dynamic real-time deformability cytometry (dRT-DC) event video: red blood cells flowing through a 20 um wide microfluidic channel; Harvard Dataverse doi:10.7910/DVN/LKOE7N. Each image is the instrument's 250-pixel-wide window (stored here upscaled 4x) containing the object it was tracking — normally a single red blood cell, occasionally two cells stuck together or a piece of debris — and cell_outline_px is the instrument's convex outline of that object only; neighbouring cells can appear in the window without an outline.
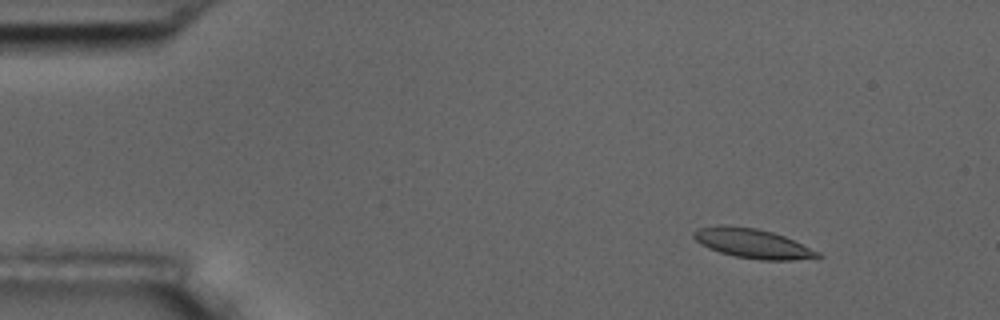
{"species": "common noctule bat (a hibernating species)", "species_latin": "Nyctalus noctula", "temperature_condition": "room temperature", "stored_images_in_passage": 5, "camera_frame_rate_fps": 3000, "um_per_image_px": 0.085, "animal": {"sex": "male", "body_mass_g": 17.5, "forearm_length_mm": 52.3}, "frame": {"image": 1, "passage_image": 2, "time_ms": 1.333, "image_size_px": [1000, 320], "cell_outline_px": [[824, 256], [792, 260], [760, 260], [736, 256], [720, 252], [708, 248], [700, 244], [692, 236], [692, 232], [700, 228], [716, 224], [724, 224], [756, 228], [772, 232], [784, 236], [820, 252]], "centroid_in_image_um": [63.93, 20.68], "position_along_channel_um": 21.1, "area_um2": 21.33}}
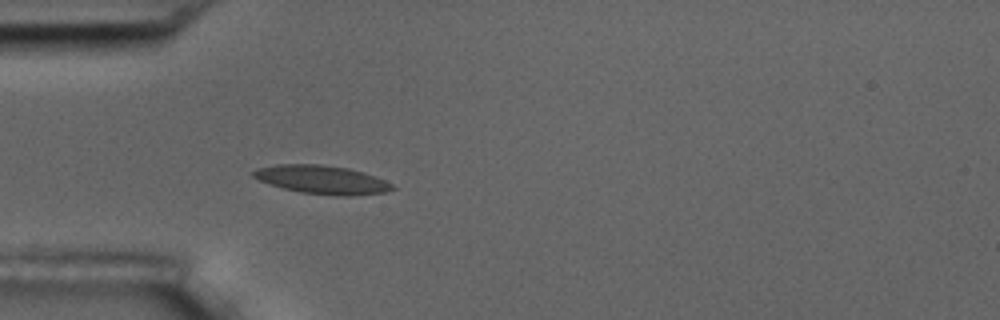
{"frame": {"image": 2, "passage_image": 5, "time_ms": 4.667, "image_size_px": [1000, 320], "cell_outline_px": [[396, 188], [384, 192], [352, 196], [336, 196], [300, 192], [284, 188], [260, 180], [252, 176], [252, 172], [256, 168], [276, 164], [320, 164], [348, 168], [364, 172], [384, 180], [392, 184]], "centroid_in_image_um": [27.37, 15.27], "position_along_channel_um": 57.6, "area_um2": 23.0}}